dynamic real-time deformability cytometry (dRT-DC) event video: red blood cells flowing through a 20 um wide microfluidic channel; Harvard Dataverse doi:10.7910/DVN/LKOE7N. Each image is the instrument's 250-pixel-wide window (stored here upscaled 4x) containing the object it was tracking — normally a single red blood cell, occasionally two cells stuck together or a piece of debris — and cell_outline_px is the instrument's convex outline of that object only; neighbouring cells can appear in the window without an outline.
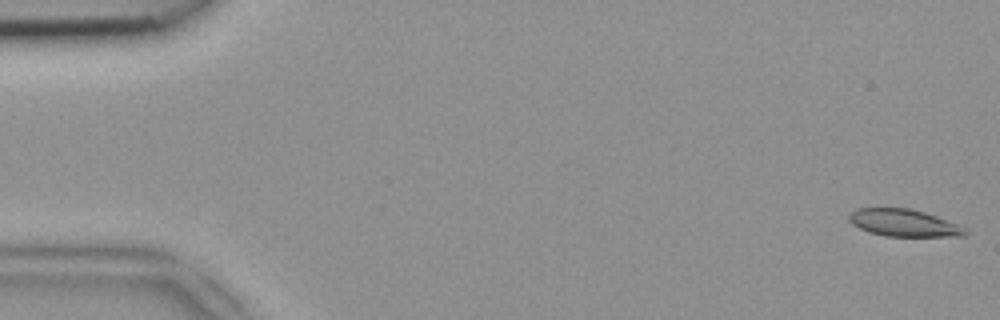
{"species": "common noctule bat (a hibernating species)", "species_latin": "Nyctalus noctula", "temperature_condition": "room temperature", "stored_images_in_passage": 50, "camera_frame_rate_fps": 3000, "um_per_image_px": 0.085, "animal": {"sex": "female", "body_mass_g": 18.4}, "frame": {"image": 1, "passage_image": 1, "time_ms": 0.0, "image_size_px": [1000, 320], "cell_outline_px": [[968, 232], [964, 236], [884, 236], [868, 232], [852, 224], [848, 220], [848, 216], [856, 208], [908, 208], [924, 212], [936, 216], [956, 224], [964, 228]], "centroid_in_image_um": [76.78, 18.95], "position_along_channel_um": 8.2, "area_um2": 18.26}}
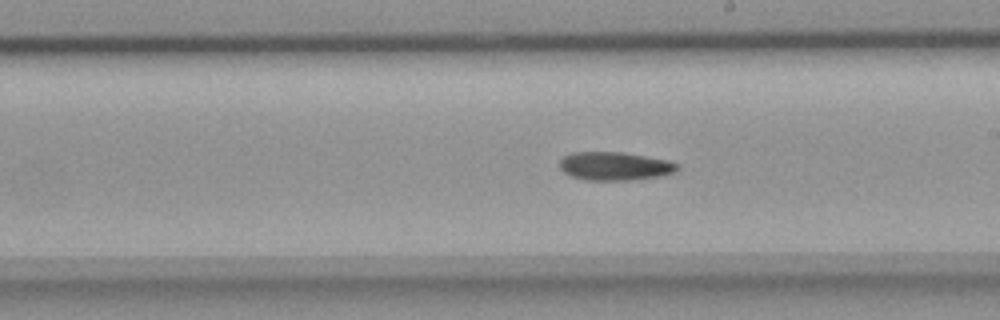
{"frame": {"image": 2, "passage_image": 28, "time_ms": 9.0, "image_size_px": [1000, 320], "cell_outline_px": [[680, 168], [676, 172], [664, 176], [632, 180], [584, 180], [572, 176], [564, 172], [560, 168], [560, 160], [564, 156], [572, 152], [624, 152], [668, 160], [680, 164]], "centroid_in_image_um": [52.32, 14.12], "position_along_channel_um": 236.7, "area_um2": 19.77}}
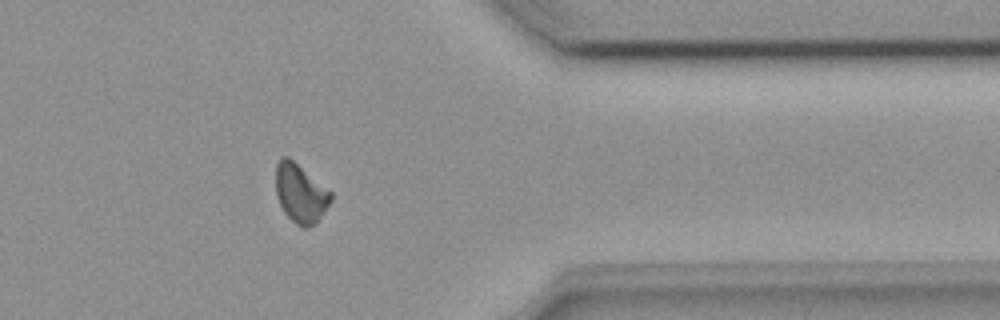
{"frame": {"image": 3, "passage_image": 40, "time_ms": 13.0, "image_size_px": [1000, 320], "cell_outline_px": [[332, 200], [316, 224], [308, 228], [300, 228], [284, 212], [276, 196], [276, 164], [280, 156], [288, 156], [332, 192]], "centroid_in_image_um": [25.54, 16.44], "position_along_channel_um": 385.9, "area_um2": 19.02}}